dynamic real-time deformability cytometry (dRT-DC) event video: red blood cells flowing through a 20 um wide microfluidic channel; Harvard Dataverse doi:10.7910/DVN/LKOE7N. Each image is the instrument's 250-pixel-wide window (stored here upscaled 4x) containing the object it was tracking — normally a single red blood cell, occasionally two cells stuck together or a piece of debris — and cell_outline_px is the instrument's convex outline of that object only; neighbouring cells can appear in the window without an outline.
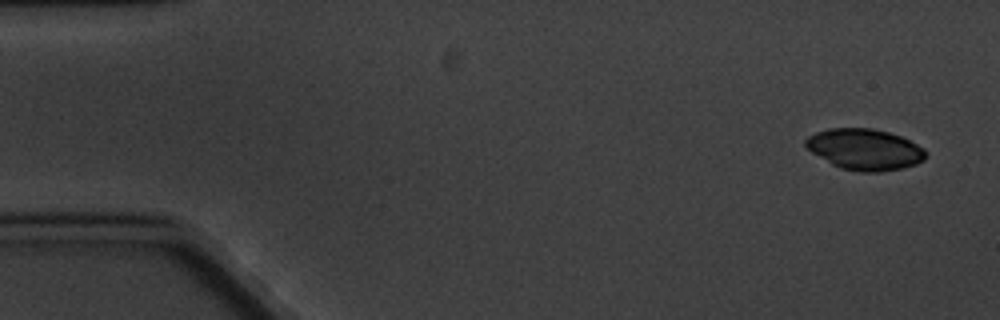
{"species": "common noctule bat (a hibernating species)", "species_latin": "Nyctalus noctula", "temperature_condition": "cold", "stored_images_in_passage": 5, "camera_frame_rate_fps": 3000, "um_per_image_px": 0.085, "animal": {"sex": "male", "body_mass_g": 20.1, "forearm_length_mm": 53.5}, "frame": {"image": 1, "passage_image": 1, "time_ms": 0.0, "image_size_px": [1000, 320], "cell_outline_px": [[928, 152], [924, 160], [916, 164], [900, 168], [880, 172], [860, 172], [840, 168], [832, 164], [812, 152], [804, 144], [804, 140], [808, 136], [816, 132], [828, 128], [872, 128], [888, 132], [900, 136], [924, 148]], "centroid_in_image_um": [73.5, 12.69], "position_along_channel_um": 11.5, "area_um2": 28.73}}